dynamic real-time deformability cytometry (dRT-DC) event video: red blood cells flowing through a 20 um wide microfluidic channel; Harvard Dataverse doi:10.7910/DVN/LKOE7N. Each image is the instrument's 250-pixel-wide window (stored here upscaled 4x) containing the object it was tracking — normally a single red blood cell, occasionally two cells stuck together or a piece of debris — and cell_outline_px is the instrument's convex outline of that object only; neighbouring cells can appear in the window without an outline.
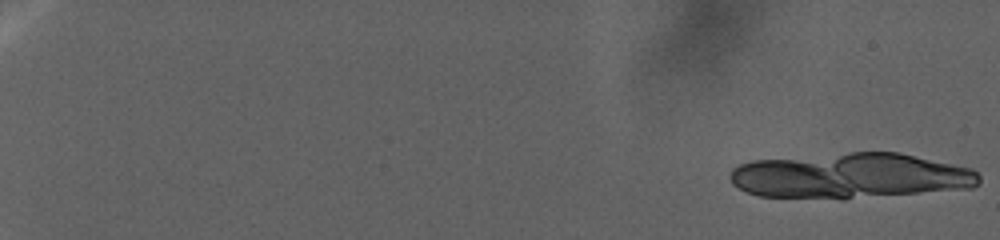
{"species": "human", "species_latin": "Homo sapiens", "temperature_condition": "warm", "stored_images_in_passage": 40, "camera_frame_rate_fps": 3000, "um_per_image_px": 0.085, "donor": {"sex": "female"}, "frame": {"image": 1, "passage_image": 1, "time_ms": 0.0, "image_size_px": [1000, 240], "cell_outline_px": [[980, 184], [972, 188], [844, 200], [840, 200], [760, 196], [748, 192], [732, 184], [728, 176], [732, 168], [740, 164], [752, 160], [848, 152], [900, 152], [972, 168], [980, 176]], "centroid_in_image_um": [72.3, 14.96], "position_along_channel_um": 12.7, "area_um2": 67.05}}